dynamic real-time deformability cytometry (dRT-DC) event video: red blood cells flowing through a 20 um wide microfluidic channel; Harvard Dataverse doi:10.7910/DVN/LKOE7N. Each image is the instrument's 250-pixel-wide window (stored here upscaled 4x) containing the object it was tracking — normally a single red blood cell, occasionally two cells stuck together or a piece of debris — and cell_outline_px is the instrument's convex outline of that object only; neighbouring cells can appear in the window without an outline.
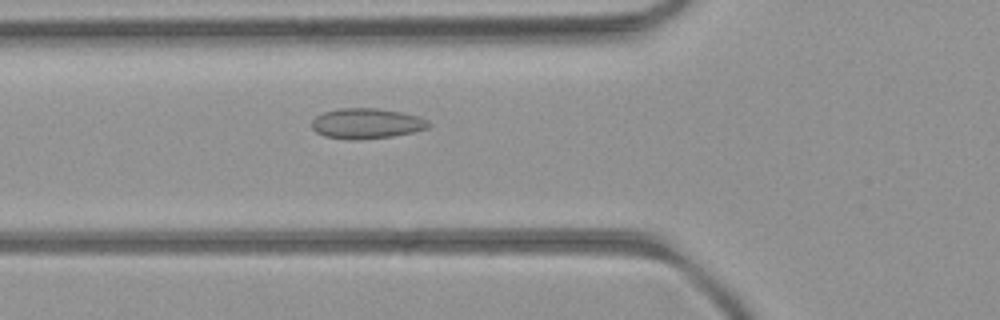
{"species": "common noctule bat (a hibernating species)", "species_latin": "Nyctalus noctula", "temperature_condition": "room temperature", "stored_images_in_passage": 44, "camera_frame_rate_fps": 3000, "um_per_image_px": 0.085, "animal": {"sex": "female", "body_mass_g": 21.9}, "frame": {"image": 1, "passage_image": 11, "time_ms": 3.333, "image_size_px": [1000, 320], "cell_outline_px": [[432, 124], [428, 128], [412, 132], [392, 136], [356, 140], [348, 140], [324, 136], [316, 132], [312, 128], [312, 120], [316, 116], [324, 112], [340, 108], [376, 108], [400, 112], [416, 116], [428, 120]], "centroid_in_image_um": [31.14, 10.5], "position_along_channel_um": 94.7, "area_um2": 20.63}}
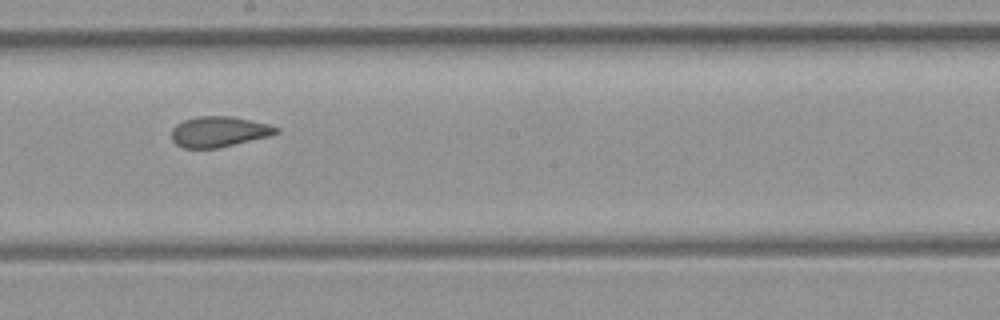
{"frame": {"image": 2, "passage_image": 21, "time_ms": 6.667, "image_size_px": [1000, 320], "cell_outline_px": [[280, 132], [268, 136], [216, 148], [184, 148], [176, 144], [172, 140], [172, 128], [176, 124], [184, 120], [196, 116], [232, 116], [268, 124], [280, 128]], "centroid_in_image_um": [18.59, 11.18], "position_along_channel_um": 229.6, "area_um2": 18.5}}
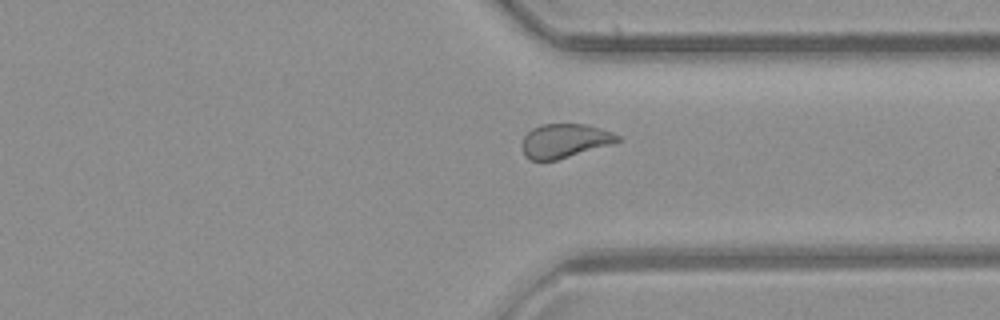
{"frame": {"image": 3, "passage_image": 31, "time_ms": 10.0, "image_size_px": [1000, 320], "cell_outline_px": [[620, 140], [608, 144], [556, 160], [528, 160], [524, 156], [520, 144], [524, 136], [532, 128], [540, 124], [588, 124], [612, 132], [620, 136]], "centroid_in_image_um": [47.91, 11.95], "position_along_channel_um": 363.5, "area_um2": 18.79}}